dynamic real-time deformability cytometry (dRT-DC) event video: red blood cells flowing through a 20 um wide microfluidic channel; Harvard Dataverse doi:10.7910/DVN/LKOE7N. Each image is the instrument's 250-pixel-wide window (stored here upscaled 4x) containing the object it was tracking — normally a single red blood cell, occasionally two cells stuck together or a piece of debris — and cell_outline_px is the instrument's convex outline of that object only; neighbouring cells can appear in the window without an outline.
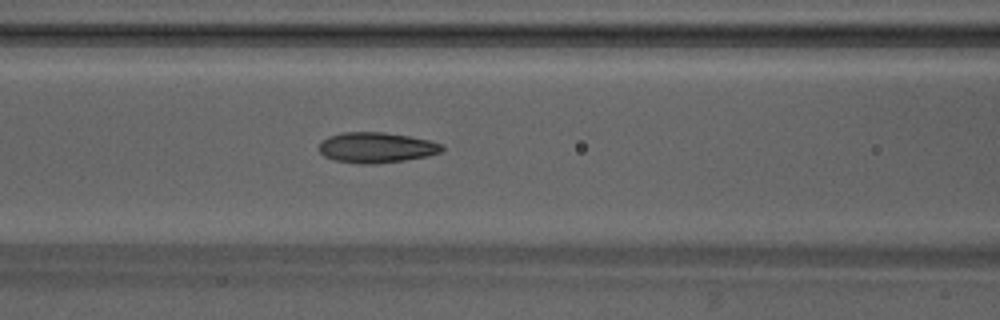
{"species": "Egyptian fruit bat (a non-hibernating species)", "species_latin": "Rousettus aegyptiacus", "temperature_condition": "warm", "stored_images_in_passage": 38, "camera_frame_rate_fps": 3000, "um_per_image_px": 0.085, "animal": {"sex": "male"}, "frame": {"image": 1, "passage_image": 16, "time_ms": 5.0, "image_size_px": [1000, 320], "cell_outline_px": [[444, 148], [440, 152], [428, 156], [404, 160], [372, 164], [364, 164], [336, 160], [324, 156], [320, 152], [320, 140], [328, 136], [344, 132], [384, 132], [408, 136], [428, 140], [444, 144]], "centroid_in_image_um": [31.99, 12.53], "position_along_channel_um": 134.6, "area_um2": 21.73}}
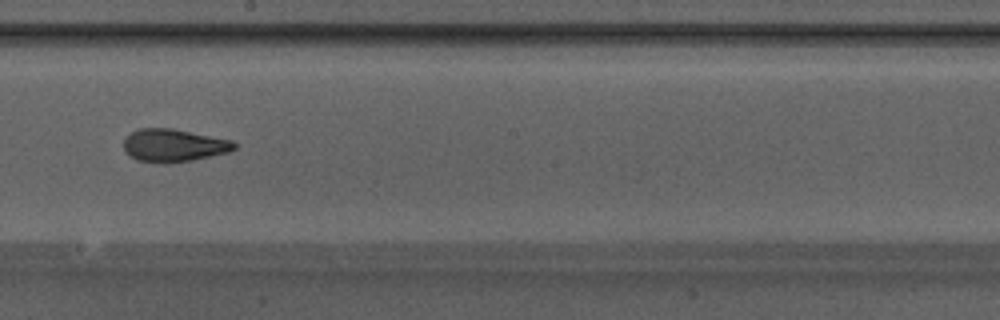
{"frame": {"image": 2, "passage_image": 23, "time_ms": 7.333, "image_size_px": [1000, 320], "cell_outline_px": [[236, 148], [228, 152], [192, 160], [164, 164], [136, 160], [128, 156], [124, 152], [124, 140], [132, 132], [140, 128], [172, 128], [232, 140], [236, 144]], "centroid_in_image_um": [14.73, 12.37], "position_along_channel_um": 233.5, "area_um2": 21.21}}
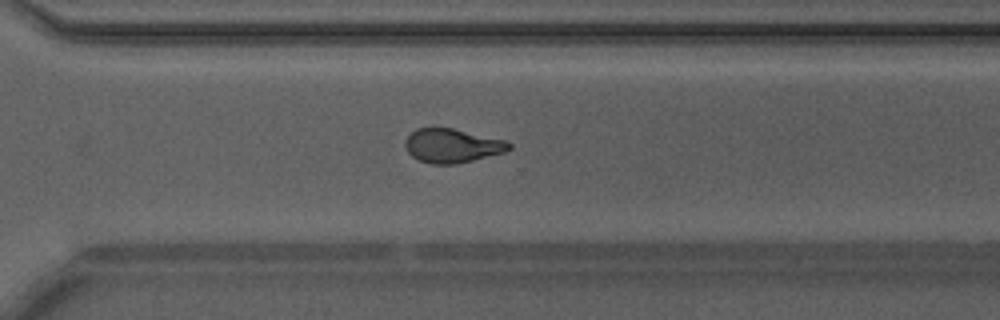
{"frame": {"image": 3, "passage_image": 30, "time_ms": 9.667, "image_size_px": [1000, 320], "cell_outline_px": [[512, 148], [504, 152], [456, 164], [432, 164], [420, 160], [412, 156], [408, 152], [404, 144], [404, 140], [416, 128], [452, 128], [504, 140], [512, 144]], "centroid_in_image_um": [38.41, 12.38], "position_along_channel_um": 332.2, "area_um2": 20.35}, "authors_computed_cell_mechanics": {"area_um2": 21.386, "velocity_mm_per_s": 4.2461, "shape_relaxation_time_tau1_ms": 6.6037, "shape_relaxation_time_tau2_ms": 1.8892, "deformation_change_tau1": 0.1976, "deformation_change_tau2": 0.0815}}